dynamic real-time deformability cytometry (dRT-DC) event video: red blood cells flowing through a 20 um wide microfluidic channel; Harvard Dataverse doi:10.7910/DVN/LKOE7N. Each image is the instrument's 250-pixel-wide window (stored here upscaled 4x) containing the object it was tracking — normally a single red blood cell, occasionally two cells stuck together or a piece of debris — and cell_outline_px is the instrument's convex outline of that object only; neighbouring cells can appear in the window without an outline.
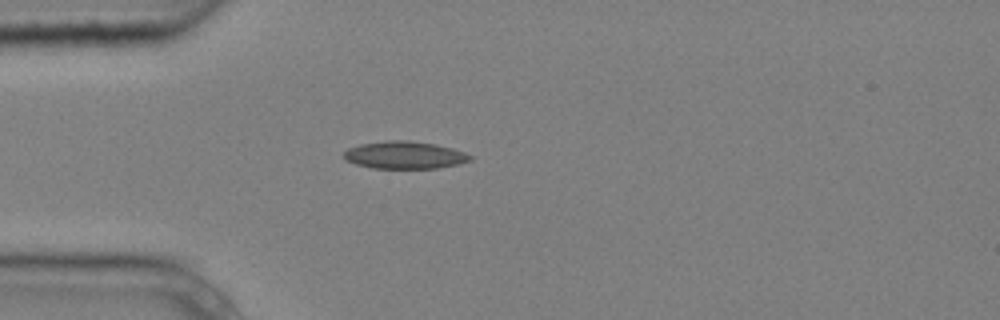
{"species": "common noctule bat (a hibernating species)", "species_latin": "Nyctalus noctula", "temperature_condition": "cold", "stored_images_in_passage": 4, "camera_frame_rate_fps": 3000, "um_per_image_px": 0.085, "animal": {"sex": "male", "body_mass_g": 20.4}, "frame": {"image": 1, "passage_image": 4, "time_ms": 1.0, "image_size_px": [1000, 320], "cell_outline_px": [[472, 160], [460, 164], [436, 168], [372, 168], [356, 164], [344, 160], [344, 152], [348, 148], [360, 144], [388, 140], [408, 140], [436, 144], [452, 148], [464, 152], [472, 156]], "centroid_in_image_um": [34.4, 13.18], "position_along_channel_um": 50.6, "area_um2": 20.29}}